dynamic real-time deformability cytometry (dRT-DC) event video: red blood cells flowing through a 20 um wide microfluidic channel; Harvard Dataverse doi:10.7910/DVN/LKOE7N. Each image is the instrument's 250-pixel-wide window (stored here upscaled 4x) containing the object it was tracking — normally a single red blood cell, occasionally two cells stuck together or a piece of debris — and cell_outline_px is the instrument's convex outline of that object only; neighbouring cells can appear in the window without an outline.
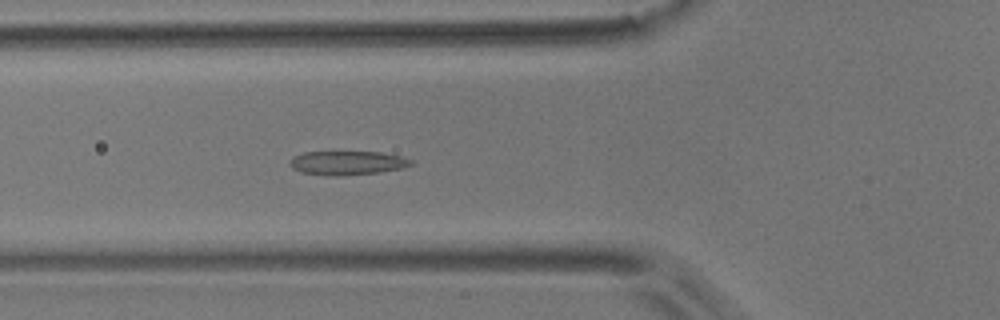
{"species": "common noctule bat (a hibernating species)", "species_latin": "Nyctalus noctula", "temperature_condition": "room temperature", "stored_images_in_passage": 42, "camera_frame_rate_fps": 3000, "um_per_image_px": 0.085, "animal": {"sex": "male", "body_mass_g": 17.9}, "frame": {"image": 1, "passage_image": 7, "time_ms": 2.0, "image_size_px": [1000, 320], "cell_outline_px": [[412, 164], [400, 168], [380, 172], [336, 176], [332, 176], [300, 172], [292, 168], [288, 164], [288, 160], [292, 156], [304, 152], [380, 152], [400, 156], [412, 160]], "centroid_in_image_um": [29.44, 13.84], "position_along_channel_um": 96.4, "area_um2": 16.88}}
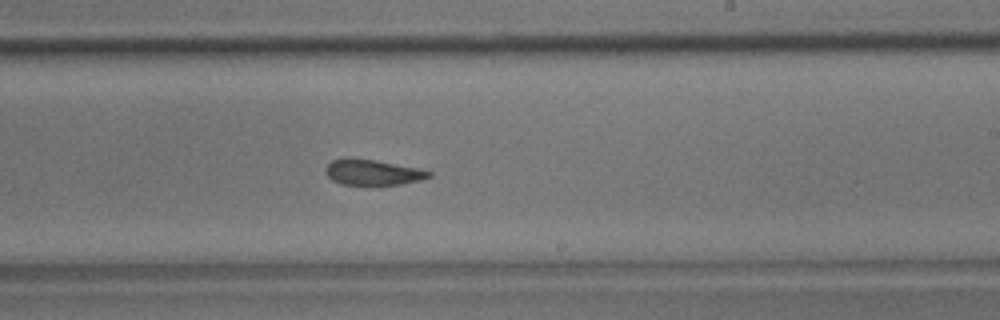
{"frame": {"image": 2, "passage_image": 20, "time_ms": 6.333, "image_size_px": [1000, 320], "cell_outline_px": [[432, 176], [420, 180], [400, 184], [376, 188], [368, 188], [340, 184], [332, 180], [324, 172], [324, 168], [332, 160], [344, 156], [348, 156], [376, 160], [420, 168], [432, 172]], "centroid_in_image_um": [31.63, 14.68], "position_along_channel_um": 257.4, "area_um2": 16.65}}
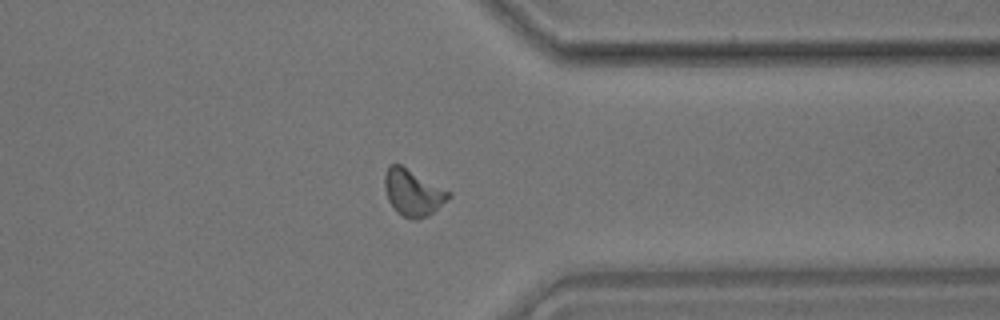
{"frame": {"image": 3, "passage_image": 30, "time_ms": 9.667, "image_size_px": [1000, 320], "cell_outline_px": [[452, 196], [428, 216], [416, 220], [412, 220], [396, 212], [388, 200], [384, 188], [384, 176], [388, 168], [392, 164], [400, 164], [452, 192]], "centroid_in_image_um": [35.11, 16.38], "position_along_channel_um": 376.3, "area_um2": 17.34}, "authors_computed_cell_mechanics": {"area_um2": 16.3863, "velocity_mm_per_s": 3.7116, "shape_relaxation_time_tau1_ms": 4.9096, "shape_relaxation_time_tau2_ms": 1.5014, "deformation_change_tau1": 0.1283, "deformation_change_tau2": 0.0682}}